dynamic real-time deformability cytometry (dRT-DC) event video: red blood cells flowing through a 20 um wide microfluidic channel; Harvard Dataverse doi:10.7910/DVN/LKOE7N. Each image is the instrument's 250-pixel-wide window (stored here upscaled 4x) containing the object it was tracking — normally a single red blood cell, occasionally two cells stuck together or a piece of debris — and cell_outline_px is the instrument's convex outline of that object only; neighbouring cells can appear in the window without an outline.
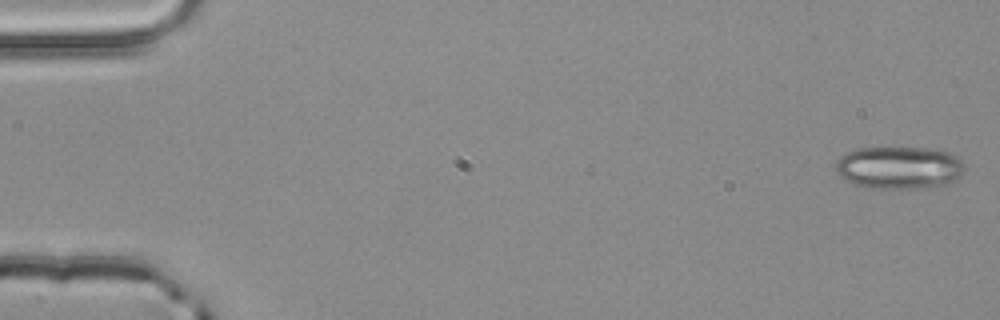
{"species": "common noctule bat (a hibernating species)", "species_latin": "Nyctalus noctula", "temperature_condition": "room temperature", "stored_images_in_passage": 4, "camera_frame_rate_fps": 3000, "um_per_image_px": 0.085, "animal": {"sex": "male", "body_mass_g": 20.4}, "frame": {"image": 1, "passage_image": 1, "time_ms": 0.0, "image_size_px": [1000, 320], "cell_outline_px": [[964, 168], [960, 176], [948, 184], [916, 188], [868, 188], [856, 184], [840, 176], [836, 172], [836, 160], [840, 156], [856, 148], [924, 148], [948, 152], [956, 156], [964, 164]], "centroid_in_image_um": [76.41, 14.24], "position_along_channel_um": 8.6, "area_um2": 31.73}}